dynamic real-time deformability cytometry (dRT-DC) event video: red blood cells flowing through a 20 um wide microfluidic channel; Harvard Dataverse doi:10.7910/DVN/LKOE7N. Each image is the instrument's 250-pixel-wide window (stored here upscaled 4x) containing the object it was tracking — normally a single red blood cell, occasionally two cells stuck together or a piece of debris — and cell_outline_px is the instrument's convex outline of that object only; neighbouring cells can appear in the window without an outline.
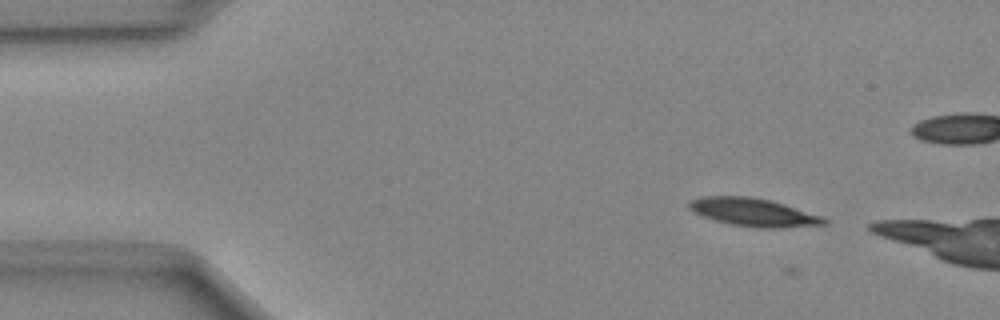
{"species": "Egyptian fruit bat (a non-hibernating species)", "species_latin": "Rousettus aegyptiacus", "temperature_condition": "cold", "stored_images_in_passage": 3, "camera_frame_rate_fps": 3000, "um_per_image_px": 0.085, "animal": {"sex": "female"}, "frame": {"image": 1, "passage_image": 1, "time_ms": 0.0, "image_size_px": [1000, 320], "cell_outline_px": [[828, 224], [772, 228], [768, 228], [732, 224], [716, 220], [704, 216], [688, 208], [688, 204], [692, 200], [700, 196], [752, 196], [784, 204], [820, 216], [828, 220]], "centroid_in_image_um": [64.03, 18.03], "position_along_channel_um": 21.0, "area_um2": 21.5}}